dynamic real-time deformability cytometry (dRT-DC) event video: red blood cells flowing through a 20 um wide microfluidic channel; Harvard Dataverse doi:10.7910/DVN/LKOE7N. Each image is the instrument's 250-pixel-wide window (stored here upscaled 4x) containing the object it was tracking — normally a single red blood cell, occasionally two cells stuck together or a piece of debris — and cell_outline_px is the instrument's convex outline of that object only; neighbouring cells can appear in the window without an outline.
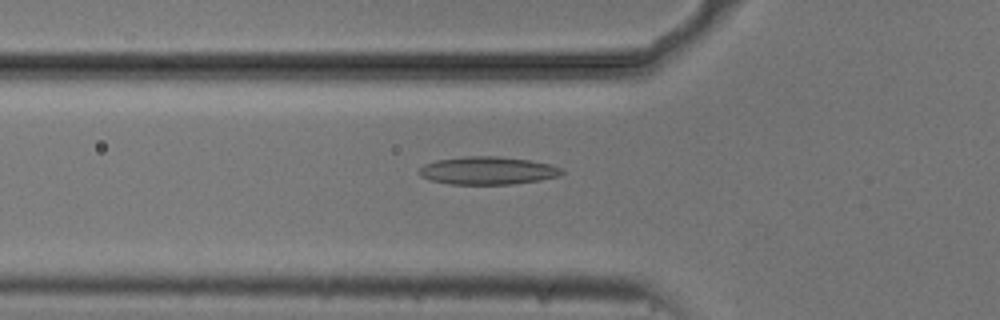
{"species": "common noctule bat (a hibernating species)", "species_latin": "Nyctalus noctula", "temperature_condition": "cold", "stored_images_in_passage": 44, "camera_frame_rate_fps": 3000, "um_per_image_px": 0.085, "animal": {"sex": "male", "body_mass_g": 20.5, "forearm_length_mm": 52.5}, "frame": {"image": 1, "passage_image": 13, "time_ms": 4.0, "image_size_px": [1000, 320], "cell_outline_px": [[564, 172], [560, 176], [540, 180], [512, 184], [448, 184], [432, 180], [420, 176], [416, 172], [424, 164], [436, 160], [464, 156], [500, 156], [532, 160], [552, 164], [564, 168]], "centroid_in_image_um": [41.49, 14.49], "position_along_channel_um": 84.3, "area_um2": 23.52}}
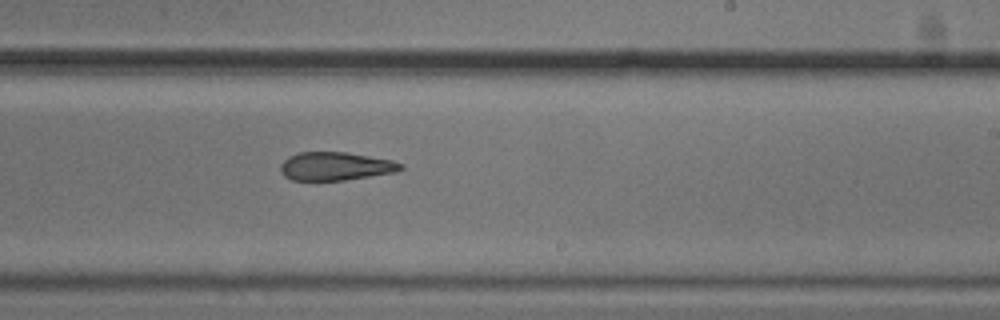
{"frame": {"image": 2, "passage_image": 27, "time_ms": 8.667, "image_size_px": [1000, 320], "cell_outline_px": [[404, 168], [396, 172], [344, 180], [292, 180], [284, 176], [280, 172], [280, 164], [288, 156], [296, 152], [348, 152], [392, 160], [404, 164]], "centroid_in_image_um": [28.51, 14.12], "position_along_channel_um": 260.5, "area_um2": 20.0}}
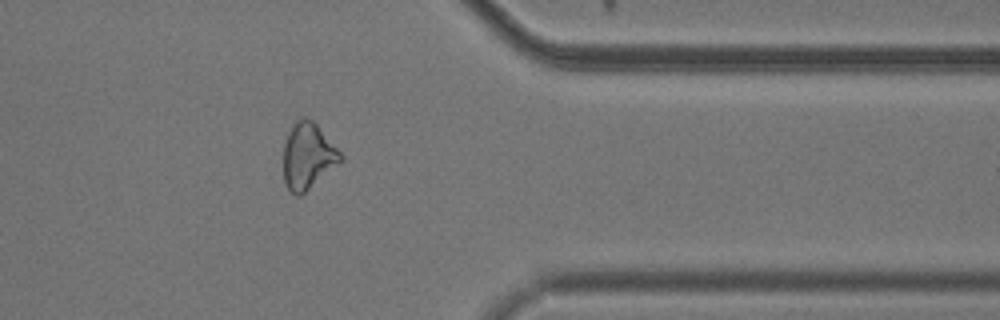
{"frame": {"image": 3, "passage_image": 38, "time_ms": 12.333, "image_size_px": [1000, 320], "cell_outline_px": [[344, 160], [300, 196], [296, 196], [288, 188], [284, 180], [284, 144], [288, 132], [292, 124], [300, 116], [308, 116], [316, 124], [344, 156]], "centroid_in_image_um": [26.17, 13.24], "position_along_channel_um": 385.2, "area_um2": 22.08}}